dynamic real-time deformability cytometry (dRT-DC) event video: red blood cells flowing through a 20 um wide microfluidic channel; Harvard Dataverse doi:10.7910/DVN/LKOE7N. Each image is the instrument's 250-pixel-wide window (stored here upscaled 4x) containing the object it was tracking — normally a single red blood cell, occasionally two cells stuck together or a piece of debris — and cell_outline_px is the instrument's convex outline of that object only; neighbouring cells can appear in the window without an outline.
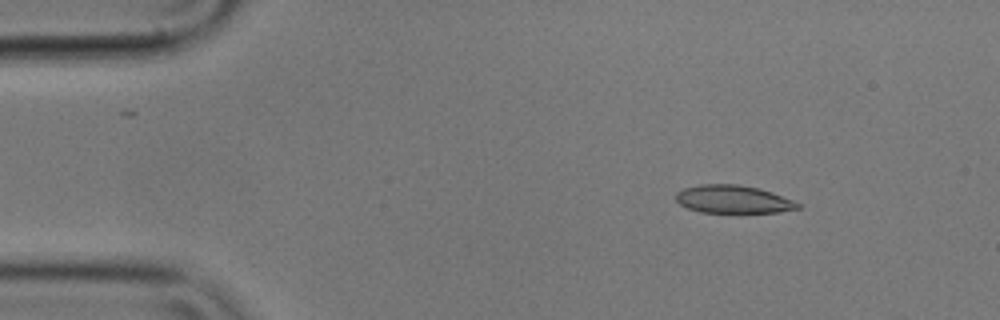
{"species": "common noctule bat (a hibernating species)", "species_latin": "Nyctalus noctula", "temperature_condition": "cold", "stored_images_in_passage": 4, "camera_frame_rate_fps": 3000, "um_per_image_px": 0.085, "animal": {"sex": "male", "body_mass_g": 17.9}, "frame": {"image": 1, "passage_image": 2, "time_ms": 0.333, "image_size_px": [1000, 320], "cell_outline_px": [[800, 208], [780, 212], [700, 212], [688, 208], [680, 204], [676, 200], [676, 192], [684, 188], [700, 184], [736, 184], [760, 188], [772, 192], [792, 200], [800, 204]], "centroid_in_image_um": [62.31, 16.93], "position_along_channel_um": 22.7, "area_um2": 19.77}}